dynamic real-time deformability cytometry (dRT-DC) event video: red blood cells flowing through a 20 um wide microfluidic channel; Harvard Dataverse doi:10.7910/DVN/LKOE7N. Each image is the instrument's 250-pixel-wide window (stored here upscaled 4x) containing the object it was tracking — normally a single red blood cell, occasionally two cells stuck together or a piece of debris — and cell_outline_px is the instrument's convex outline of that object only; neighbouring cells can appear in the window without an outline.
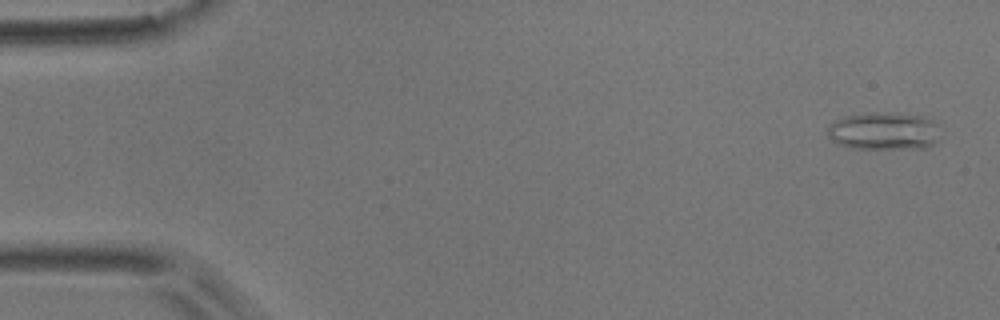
{"species": "common noctule bat (a hibernating species)", "species_latin": "Nyctalus noctula", "temperature_condition": "room temperature", "stored_images_in_passage": 52, "camera_frame_rate_fps": 3000, "um_per_image_px": 0.085, "animal": {"sex": "male", "body_mass_g": 17.9}, "frame": {"image": 1, "passage_image": 2, "time_ms": 0.333, "image_size_px": [1000, 320], "cell_outline_px": [[936, 140], [932, 144], [924, 148], [852, 148], [836, 144], [828, 136], [828, 124], [844, 116], [868, 112], [896, 112], [924, 116], [932, 120], [936, 124]], "centroid_in_image_um": [75.07, 11.12], "position_along_channel_um": 9.9, "area_um2": 24.8}}
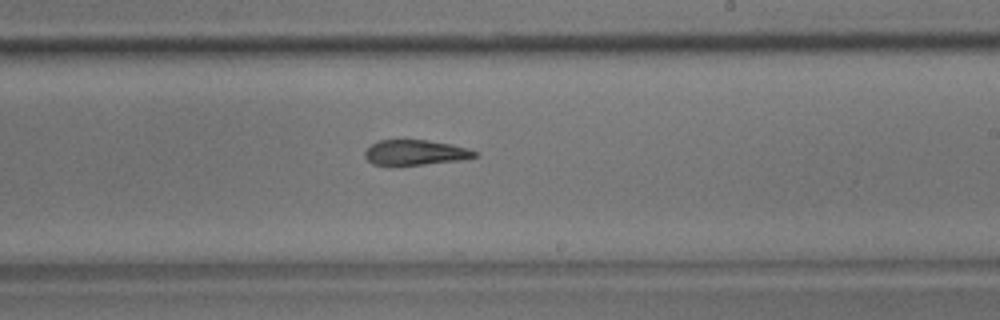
{"frame": {"image": 2, "passage_image": 31, "time_ms": 10.0, "image_size_px": [1000, 320], "cell_outline_px": [[476, 156], [460, 160], [424, 164], [372, 164], [364, 156], [364, 152], [372, 144], [380, 140], [428, 140], [452, 144], [468, 148], [476, 152]], "centroid_in_image_um": [35.3, 12.95], "position_along_channel_um": 253.7, "area_um2": 15.78}}
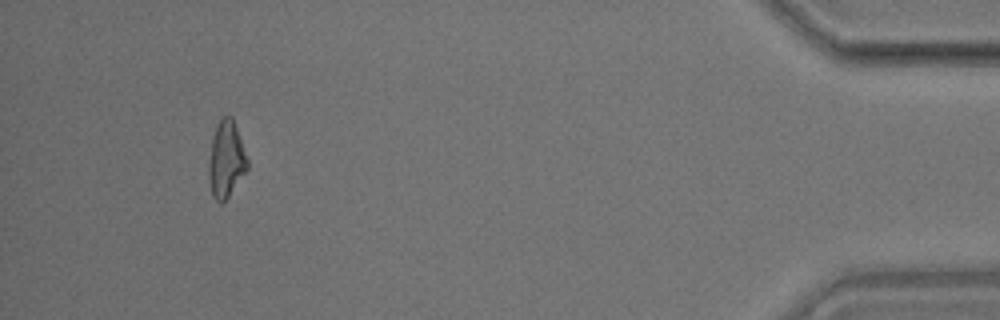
{"frame": {"image": 3, "passage_image": 49, "time_ms": 16.0, "image_size_px": [1000, 320], "cell_outline_px": [[248, 168], [228, 196], [220, 204], [212, 196], [208, 180], [208, 164], [212, 136], [216, 124], [220, 116], [232, 116], [248, 160]], "centroid_in_image_um": [19.19, 13.52], "position_along_channel_um": 416.0, "area_um2": 17.28}, "authors_computed_cell_mechanics": {"area_um2": 17.5423, "velocity_mm_per_s": 3.8158, "shape_relaxation_time_tau1_ms": 5.9444, "shape_relaxation_time_tau2_ms": 3.8546, "deformation_change_tau1": 0.2076, "deformation_change_tau2": 0.1238}}